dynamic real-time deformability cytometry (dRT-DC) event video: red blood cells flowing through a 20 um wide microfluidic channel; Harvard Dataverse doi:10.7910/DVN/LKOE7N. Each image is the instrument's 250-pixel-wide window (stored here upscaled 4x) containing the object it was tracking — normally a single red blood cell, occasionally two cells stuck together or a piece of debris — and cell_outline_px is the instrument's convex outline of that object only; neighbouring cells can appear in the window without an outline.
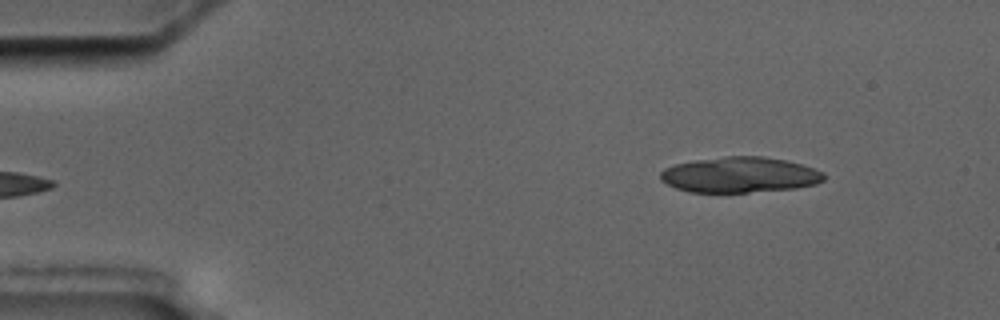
{"species": "common noctule bat (a hibernating species)", "species_latin": "Nyctalus noctula", "temperature_condition": "cold", "stored_images_in_passage": 3, "camera_frame_rate_fps": 3000, "um_per_image_px": 0.085, "animal": {"sex": "male", "body_mass_g": 17.5, "forearm_length_mm": 52.3}, "frame": {"image": 1, "passage_image": 3, "time_ms": 4.333, "image_size_px": [1000, 320], "cell_outline_px": [[824, 180], [816, 184], [796, 188], [748, 192], [688, 192], [676, 188], [660, 180], [660, 172], [664, 168], [676, 164], [696, 160], [724, 156], [764, 156], [788, 160], [824, 172]], "centroid_in_image_um": [62.88, 14.85], "position_along_channel_um": 22.1, "area_um2": 33.93}}